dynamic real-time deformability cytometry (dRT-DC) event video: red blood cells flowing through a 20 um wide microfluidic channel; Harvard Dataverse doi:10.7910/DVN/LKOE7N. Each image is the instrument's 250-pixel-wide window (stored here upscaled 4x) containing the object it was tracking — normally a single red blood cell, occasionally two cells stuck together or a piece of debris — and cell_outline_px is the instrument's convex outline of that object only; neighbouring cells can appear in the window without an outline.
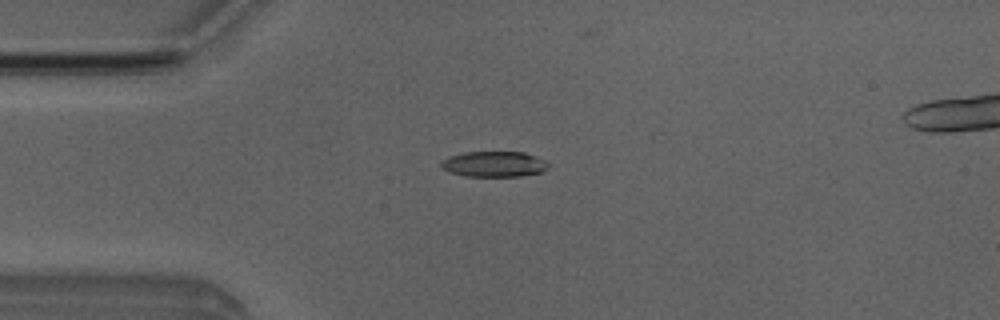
{"species": "Egyptian fruit bat (a non-hibernating species)", "species_latin": "Rousettus aegyptiacus", "temperature_condition": "room temperature", "stored_images_in_passage": 6, "camera_frame_rate_fps": 3000, "um_per_image_px": 0.085, "animal": {"sex": "male"}, "frame": {"image": 1, "passage_image": 4, "time_ms": 3.333, "image_size_px": [1000, 320], "cell_outline_px": [[548, 168], [540, 172], [520, 176], [464, 176], [448, 172], [440, 168], [440, 160], [448, 156], [464, 152], [524, 152], [544, 160], [548, 164]], "centroid_in_image_um": [41.91, 13.95], "position_along_channel_um": 43.1, "area_um2": 16.07}}